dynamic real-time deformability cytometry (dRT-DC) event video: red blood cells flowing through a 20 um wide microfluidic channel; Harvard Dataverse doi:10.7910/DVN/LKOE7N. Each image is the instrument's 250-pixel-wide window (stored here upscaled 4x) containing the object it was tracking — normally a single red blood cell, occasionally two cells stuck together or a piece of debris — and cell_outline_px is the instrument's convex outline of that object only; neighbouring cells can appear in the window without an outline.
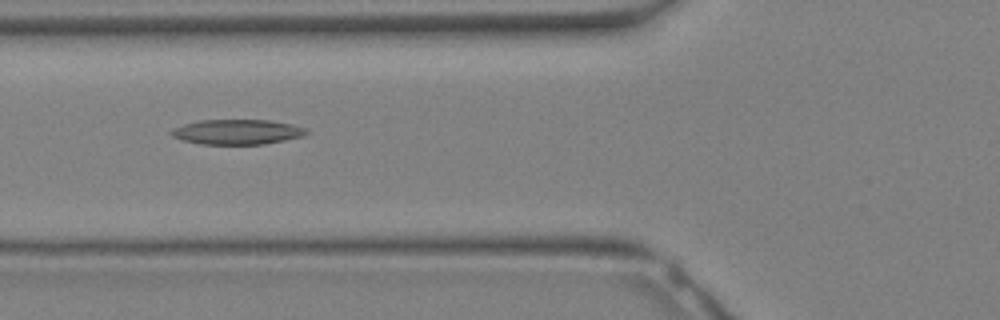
{"species": "Egyptian fruit bat (a non-hibernating species)", "species_latin": "Rousettus aegyptiacus", "temperature_condition": "warm", "stored_images_in_passage": 32, "camera_frame_rate_fps": 3000, "um_per_image_px": 0.085, "animal": {"sex": "female"}, "frame": {"image": 1, "passage_image": 12, "time_ms": 3.667, "image_size_px": [1000, 320], "cell_outline_px": [[308, 132], [304, 136], [264, 144], [200, 144], [184, 140], [172, 136], [168, 132], [172, 128], [196, 120], [268, 120], [292, 124], [304, 128]], "centroid_in_image_um": [20.12, 11.21], "position_along_channel_um": 105.7, "area_um2": 19.65}}
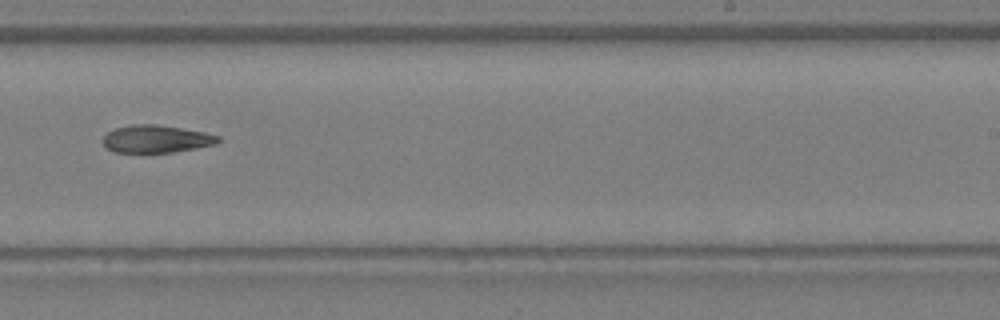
{"frame": {"image": 2, "passage_image": 20, "time_ms": 6.333, "image_size_px": [1000, 320], "cell_outline_px": [[220, 140], [216, 144], [196, 148], [172, 152], [112, 152], [104, 148], [104, 136], [108, 132], [116, 128], [132, 124], [156, 124], [204, 132], [220, 136]], "centroid_in_image_um": [13.27, 11.81], "position_along_channel_um": 275.7, "area_um2": 18.44}}
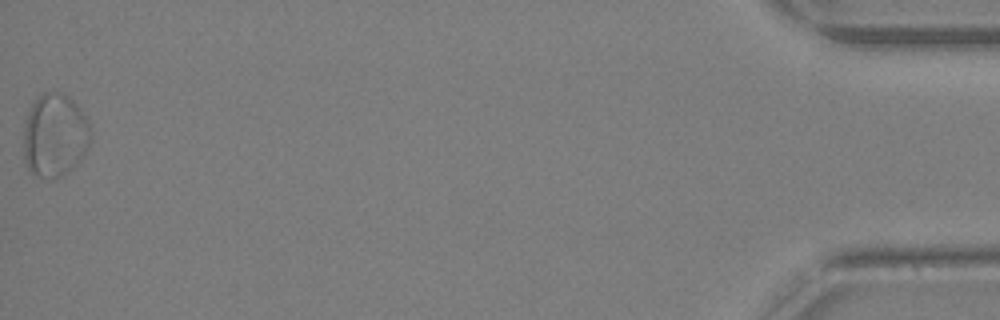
{"frame": {"image": 3, "passage_image": 32, "time_ms": 10.333, "image_size_px": [1000, 320], "cell_outline_px": [[92, 140], [88, 148], [80, 160], [72, 168], [60, 176], [36, 176], [28, 168], [24, 160], [24, 124], [28, 112], [36, 96], [44, 92], [60, 92], [68, 96], [76, 104], [84, 116], [92, 132]], "centroid_in_image_um": [4.66, 11.47], "position_along_channel_um": 430.5, "area_um2": 32.43}}